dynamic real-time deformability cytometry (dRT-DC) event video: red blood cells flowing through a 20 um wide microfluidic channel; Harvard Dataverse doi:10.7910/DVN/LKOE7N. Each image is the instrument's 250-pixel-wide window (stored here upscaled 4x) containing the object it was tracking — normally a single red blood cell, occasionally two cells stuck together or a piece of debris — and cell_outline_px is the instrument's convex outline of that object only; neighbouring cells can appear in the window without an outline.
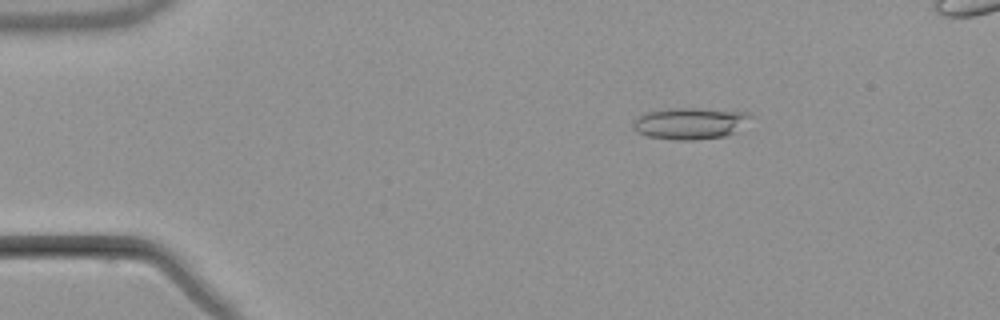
{"species": "common noctule bat (a hibernating species)", "species_latin": "Nyctalus noctula", "temperature_condition": "warm", "stored_images_in_passage": 5, "camera_frame_rate_fps": 3000, "um_per_image_px": 0.085, "animal": {"sex": "male", "body_mass_g": 21.5, "forearm_length_mm": 52.0}, "frame": {"image": 1, "passage_image": 3, "time_ms": 2.333, "image_size_px": [1000, 320], "cell_outline_px": [[752, 116], [736, 132], [724, 136], [692, 140], [676, 140], [648, 136], [640, 132], [632, 124], [640, 116], [648, 112], [668, 108], [696, 108], [748, 112]], "centroid_in_image_um": [58.7, 10.48], "position_along_channel_um": 26.3, "area_um2": 21.21}}